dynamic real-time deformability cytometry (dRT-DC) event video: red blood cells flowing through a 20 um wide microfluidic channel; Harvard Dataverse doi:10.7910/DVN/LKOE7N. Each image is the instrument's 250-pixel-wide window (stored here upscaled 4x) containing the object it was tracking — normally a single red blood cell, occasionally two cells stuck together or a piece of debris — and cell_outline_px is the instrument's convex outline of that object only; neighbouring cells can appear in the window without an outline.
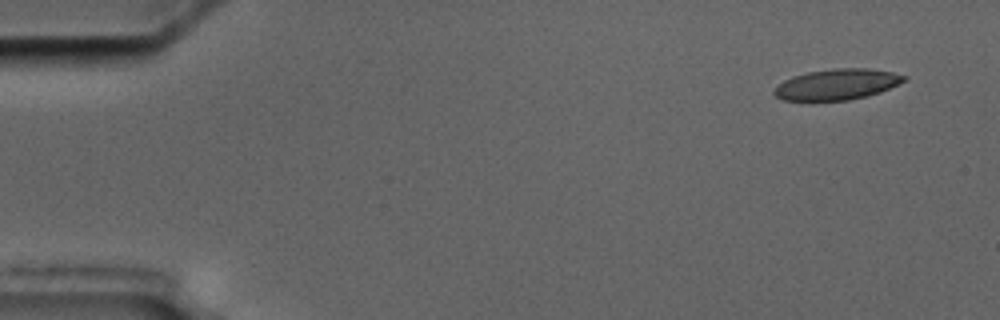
{"species": "common noctule bat (a hibernating species)", "species_latin": "Nyctalus noctula", "temperature_condition": "cold", "stored_images_in_passage": 5, "camera_frame_rate_fps": 3000, "um_per_image_px": 0.085, "animal": {"sex": "male", "body_mass_g": 17.5, "forearm_length_mm": 52.3}, "frame": {"image": 1, "passage_image": 1, "time_ms": 0.0, "image_size_px": [1000, 320], "cell_outline_px": [[908, 80], [880, 92], [868, 96], [848, 100], [784, 100], [776, 96], [772, 92], [784, 80], [792, 76], [808, 72], [832, 68], [868, 68], [892, 72], [908, 76]], "centroid_in_image_um": [71.19, 7.16], "position_along_channel_um": 13.8, "area_um2": 23.29}}
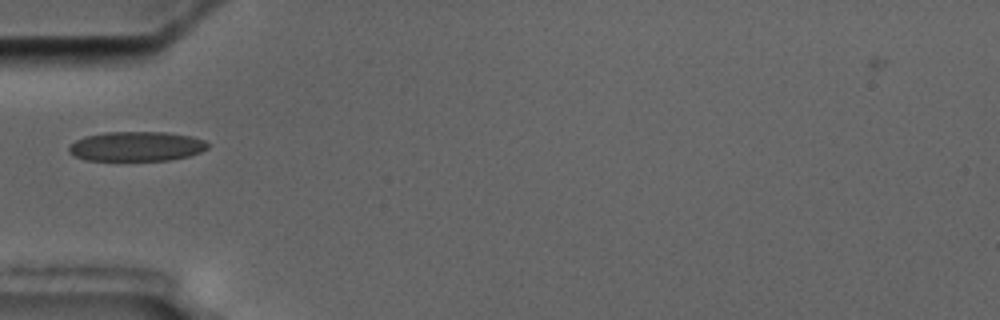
{"frame": {"image": 2, "passage_image": 5, "time_ms": 5.0, "image_size_px": [1000, 320], "cell_outline_px": [[208, 148], [200, 152], [188, 156], [168, 160], [84, 160], [68, 152], [68, 144], [84, 136], [104, 132], [168, 132], [192, 136], [204, 140], [208, 144]], "centroid_in_image_um": [11.57, 12.43], "position_along_channel_um": 73.4, "area_um2": 24.1}}